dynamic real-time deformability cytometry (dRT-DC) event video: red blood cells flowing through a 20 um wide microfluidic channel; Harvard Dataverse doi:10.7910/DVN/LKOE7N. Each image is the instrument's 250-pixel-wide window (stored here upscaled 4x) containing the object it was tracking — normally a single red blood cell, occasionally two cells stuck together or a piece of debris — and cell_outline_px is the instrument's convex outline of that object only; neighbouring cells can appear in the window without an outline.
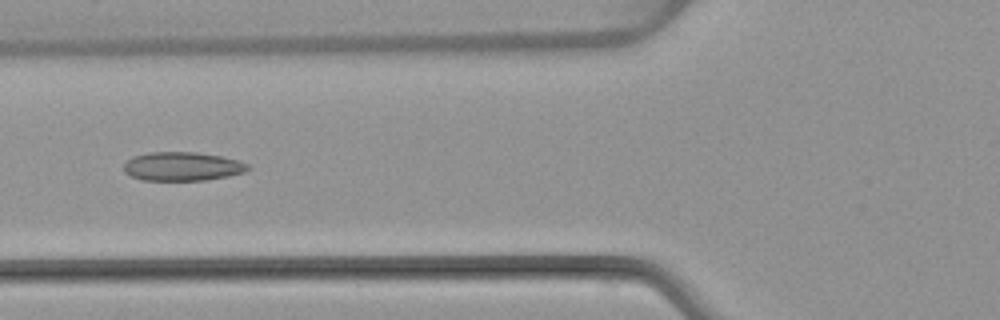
{"species": "common noctule bat (a hibernating species)", "species_latin": "Nyctalus noctula", "temperature_condition": "warm", "stored_images_in_passage": 5, "camera_frame_rate_fps": 3000, "um_per_image_px": 0.085, "animal": {"sex": "female", "body_mass_g": 22.7, "forearm_length_mm": 54.2}, "frame": {"image": 1, "passage_image": 4, "time_ms": 4.667, "image_size_px": [1000, 320], "cell_outline_px": [[252, 168], [244, 172], [228, 176], [204, 180], [140, 180], [124, 172], [124, 164], [132, 156], [152, 152], [196, 152], [220, 156], [236, 160], [248, 164]], "centroid_in_image_um": [15.49, 14.14], "position_along_channel_um": 110.3, "area_um2": 20.75}}
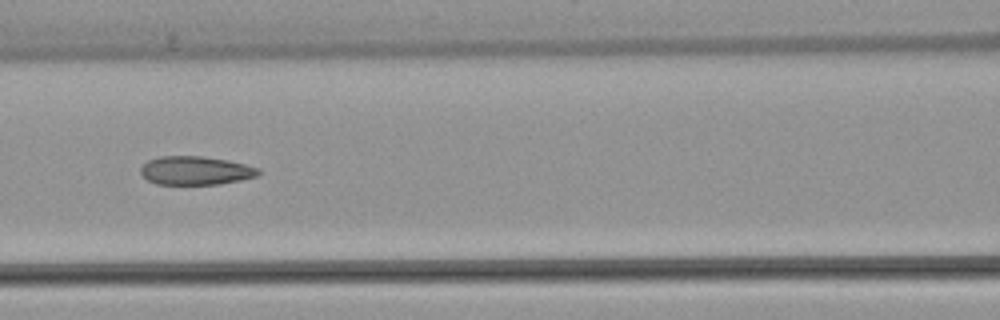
{"frame": {"image": 2, "passage_image": 5, "time_ms": 5.667, "image_size_px": [1000, 320], "cell_outline_px": [[260, 172], [256, 176], [240, 180], [220, 184], [156, 184], [148, 180], [140, 172], [140, 168], [148, 160], [160, 156], [200, 156], [228, 160], [260, 168]], "centroid_in_image_um": [16.62, 14.49], "position_along_channel_um": 150.0, "area_um2": 19.54}}